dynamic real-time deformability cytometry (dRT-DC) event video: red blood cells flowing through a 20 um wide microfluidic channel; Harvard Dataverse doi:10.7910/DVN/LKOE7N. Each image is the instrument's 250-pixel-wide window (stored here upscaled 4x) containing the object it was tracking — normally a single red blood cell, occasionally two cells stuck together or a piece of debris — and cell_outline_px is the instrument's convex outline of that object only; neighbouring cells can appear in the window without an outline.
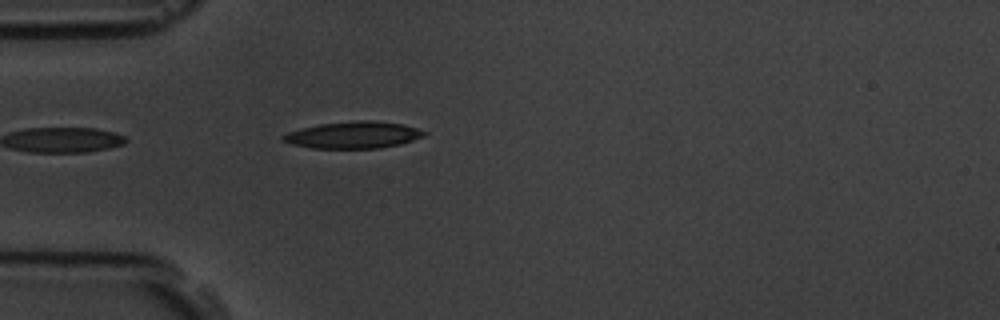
{"species": "common noctule bat (a hibernating species)", "species_latin": "Nyctalus noctula", "temperature_condition": "room temperature", "stored_images_in_passage": 1, "camera_frame_rate_fps": 3000, "um_per_image_px": 0.085, "animal": {"sex": "male", "body_mass_g": 19.5, "forearm_length_mm": 54.6}, "frame": {"image": 1, "passage_image": 1, "time_ms": 0.0, "image_size_px": [1000, 320], "cell_outline_px": [[428, 132], [424, 136], [400, 144], [380, 148], [312, 148], [292, 144], [280, 140], [280, 136], [288, 132], [300, 128], [320, 124], [356, 120], [368, 120], [404, 124]], "centroid_in_image_um": [30.01, 11.47], "position_along_channel_um": 55.0, "area_um2": 22.08}}